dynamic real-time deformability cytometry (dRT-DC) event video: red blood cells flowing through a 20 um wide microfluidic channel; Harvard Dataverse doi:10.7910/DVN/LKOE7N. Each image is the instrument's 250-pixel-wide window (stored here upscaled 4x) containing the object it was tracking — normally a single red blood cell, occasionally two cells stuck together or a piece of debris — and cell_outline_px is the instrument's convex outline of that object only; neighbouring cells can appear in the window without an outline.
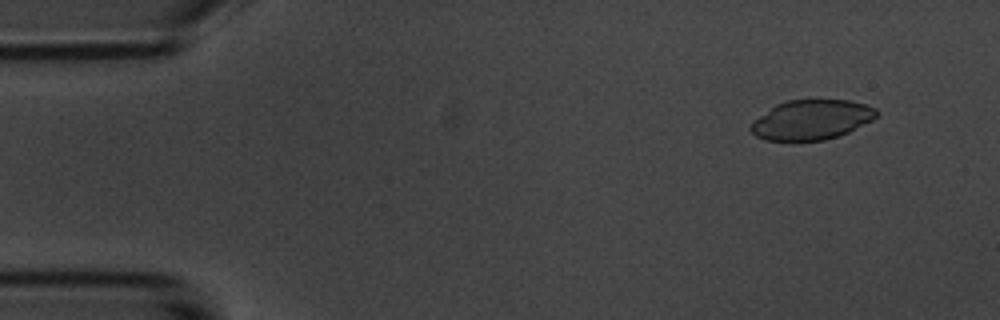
{"species": "common noctule bat (a hibernating species)", "species_latin": "Nyctalus noctula", "temperature_condition": "room temperature", "stored_images_in_passage": 3, "camera_frame_rate_fps": 3000, "um_per_image_px": 0.085, "animal": {"sex": "male", "body_mass_g": 20.1, "forearm_length_mm": 53.5}, "frame": {"image": 1, "passage_image": 1, "time_ms": 0.0, "image_size_px": [1000, 320], "cell_outline_px": [[880, 112], [872, 120], [840, 136], [824, 140], [792, 144], [764, 140], [756, 136], [748, 128], [752, 120], [776, 104], [784, 100], [848, 100], [864, 104], [876, 108]], "centroid_in_image_um": [68.91, 10.23], "position_along_channel_um": 16.1, "area_um2": 30.11}}